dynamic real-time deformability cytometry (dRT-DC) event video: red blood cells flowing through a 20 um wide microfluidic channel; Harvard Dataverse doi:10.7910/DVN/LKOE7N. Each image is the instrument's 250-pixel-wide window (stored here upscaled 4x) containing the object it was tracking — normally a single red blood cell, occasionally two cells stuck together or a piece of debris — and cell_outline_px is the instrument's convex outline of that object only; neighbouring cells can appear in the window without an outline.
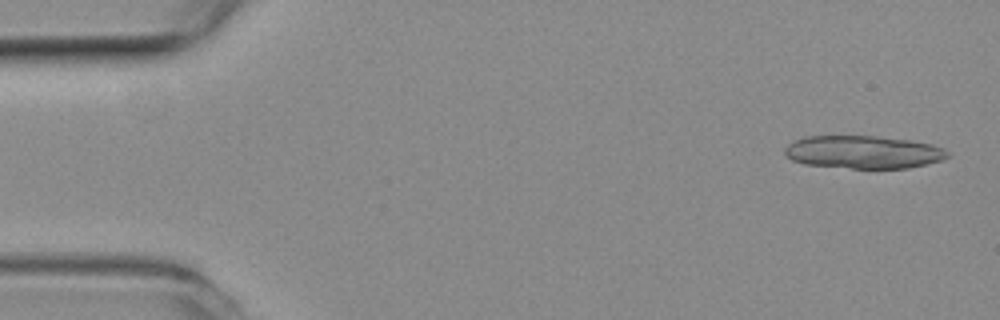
{"species": "common noctule bat (a hibernating species)", "species_latin": "Nyctalus noctula", "temperature_condition": "room temperature", "stored_images_in_passage": 15, "camera_frame_rate_fps": 3000, "um_per_image_px": 0.085, "animal": {"sex": "female", "body_mass_g": 19.3, "forearm_length_mm": 54.1}, "frame": {"image": 1, "passage_image": 2, "time_ms": 0.333, "image_size_px": [1000, 320], "cell_outline_px": [[948, 156], [940, 160], [908, 168], [852, 168], [804, 164], [792, 160], [784, 152], [784, 148], [788, 144], [804, 136], [876, 136], [908, 140], [932, 144], [944, 148], [948, 152]], "centroid_in_image_um": [73.36, 12.92], "position_along_channel_um": 11.6, "area_um2": 30.98}}